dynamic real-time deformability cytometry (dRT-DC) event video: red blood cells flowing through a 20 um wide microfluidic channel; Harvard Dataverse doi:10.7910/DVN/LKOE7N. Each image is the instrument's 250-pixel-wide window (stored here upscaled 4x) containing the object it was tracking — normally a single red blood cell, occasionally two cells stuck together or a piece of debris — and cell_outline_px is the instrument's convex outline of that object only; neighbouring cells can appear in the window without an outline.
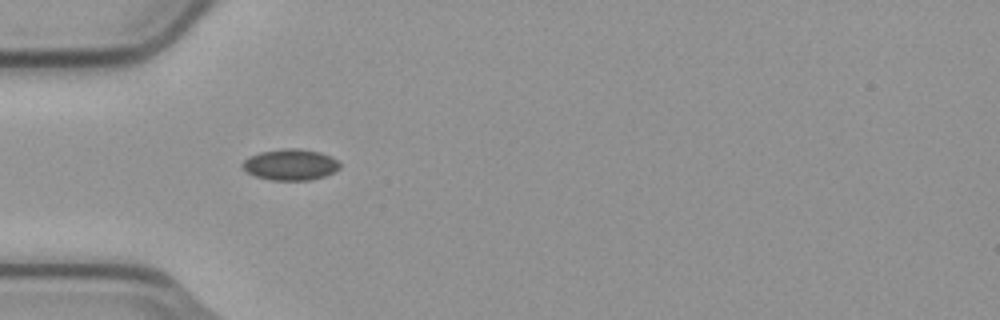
{"species": "common noctule bat (a hibernating species)", "species_latin": "Nyctalus noctula", "temperature_condition": "cold", "stored_images_in_passage": 39, "camera_frame_rate_fps": 3000, "um_per_image_px": 0.085, "animal": {"sex": "male", "body_mass_g": 23.1, "forearm_length_mm": 52.7}, "frame": {"image": 1, "passage_image": 1, "time_ms": 0.0, "image_size_px": [1000, 320], "cell_outline_px": [[340, 168], [324, 176], [308, 180], [272, 180], [256, 176], [248, 172], [240, 164], [248, 156], [260, 152], [284, 148], [296, 148], [320, 152], [332, 156], [340, 160]], "centroid_in_image_um": [24.7, 13.98], "position_along_channel_um": 60.3, "area_um2": 17.69}}
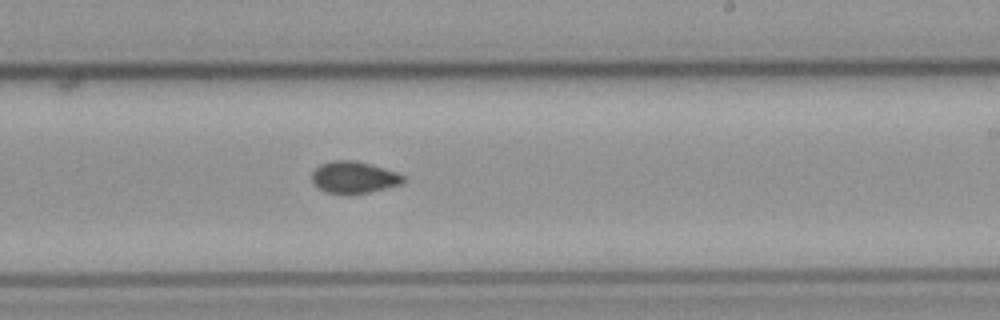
{"frame": {"image": 2, "passage_image": 17, "time_ms": 5.333, "image_size_px": [1000, 320], "cell_outline_px": [[404, 180], [400, 184], [368, 192], [324, 192], [312, 180], [312, 172], [320, 164], [332, 160], [356, 160], [384, 168], [396, 172], [404, 176]], "centroid_in_image_um": [30.07, 15.03], "position_along_channel_um": 258.9, "area_um2": 16.42}}
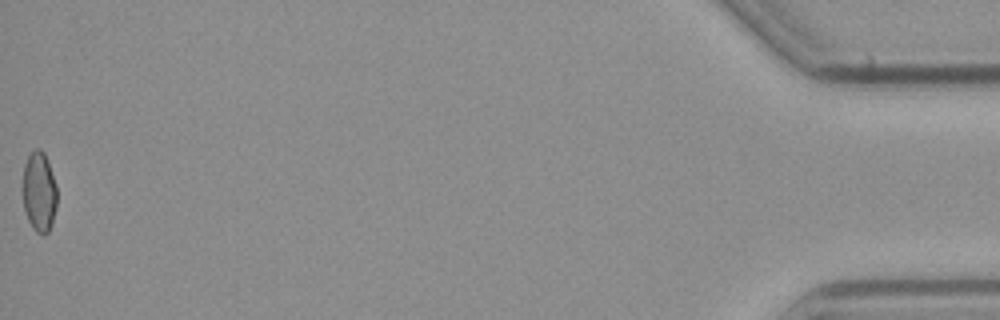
{"frame": {"image": 3, "passage_image": 39, "time_ms": 12.667, "image_size_px": [1000, 320], "cell_outline_px": [[56, 208], [52, 224], [48, 232], [44, 236], [36, 232], [32, 228], [28, 220], [24, 208], [20, 188], [24, 164], [28, 156], [36, 148], [40, 148], [44, 152], [56, 184]], "centroid_in_image_um": [3.29, 16.32], "position_along_channel_um": 431.9, "area_um2": 16.47}, "authors_computed_cell_mechanics": {"area_um2": 16.7042, "velocity_mm_per_s": 3.7651, "shape_relaxation_time_tau1_ms": null, "shape_relaxation_time_tau2_ms": 8.4978, "deformation_change_tau1": null, "deformation_change_tau2": 0.0835}}